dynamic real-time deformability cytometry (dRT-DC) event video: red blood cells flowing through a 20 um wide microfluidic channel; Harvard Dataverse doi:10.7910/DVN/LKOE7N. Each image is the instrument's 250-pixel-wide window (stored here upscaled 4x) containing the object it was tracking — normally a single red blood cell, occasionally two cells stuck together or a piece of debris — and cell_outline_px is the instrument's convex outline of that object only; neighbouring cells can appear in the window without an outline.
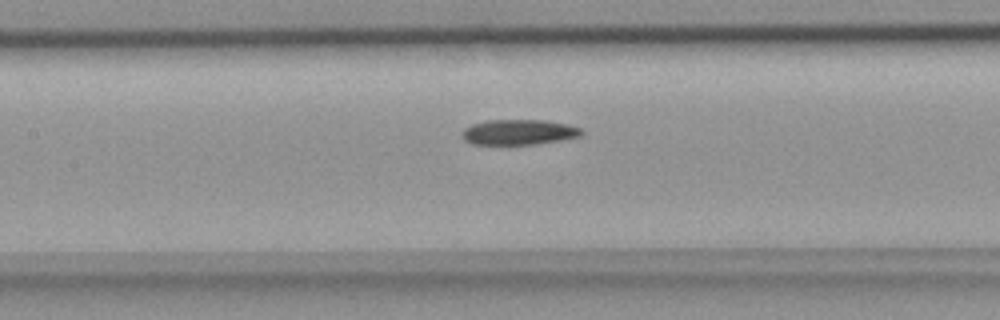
{"species": "common noctule bat (a hibernating species)", "species_latin": "Nyctalus noctula", "temperature_condition": "room temperature", "stored_images_in_passage": 37, "camera_frame_rate_fps": 3000, "um_per_image_px": 0.085, "animal": {"sex": "female", "body_mass_g": 18.4}, "frame": {"image": 1, "passage_image": 12, "time_ms": 3.667, "image_size_px": [1000, 320], "cell_outline_px": [[584, 132], [580, 136], [560, 140], [536, 144], [472, 144], [464, 140], [460, 132], [464, 128], [472, 124], [488, 120], [544, 120], [568, 124], [580, 128]], "centroid_in_image_um": [44.07, 11.23], "position_along_channel_um": 163.3, "area_um2": 17.63}}
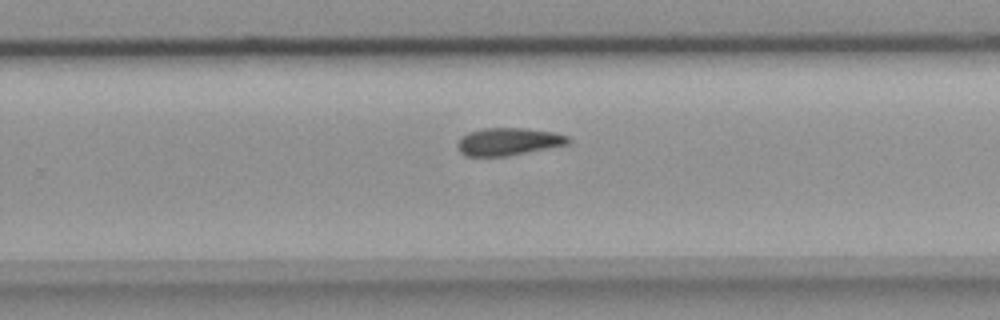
{"frame": {"image": 2, "passage_image": 21, "time_ms": 6.667, "image_size_px": [1000, 320], "cell_outline_px": [[572, 140], [568, 144], [508, 156], [464, 156], [456, 148], [456, 144], [460, 136], [468, 132], [484, 128], [528, 128], [556, 132], [568, 136]], "centroid_in_image_um": [43.19, 12.03], "position_along_channel_um": 286.6, "area_um2": 18.09}}
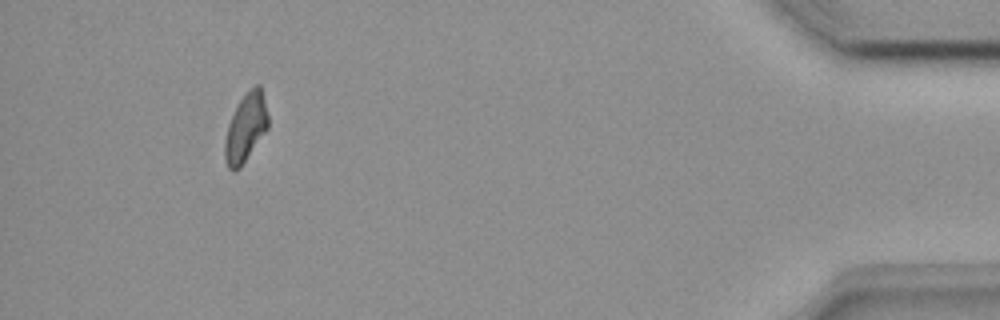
{"frame": {"image": 3, "passage_image": 35, "time_ms": 11.333, "image_size_px": [1000, 320], "cell_outline_px": [[268, 128], [240, 168], [232, 172], [228, 168], [224, 160], [224, 140], [228, 124], [240, 100], [256, 84], [260, 84], [268, 116]], "centroid_in_image_um": [20.86, 10.91], "position_along_channel_um": 414.3, "area_um2": 17.05}}